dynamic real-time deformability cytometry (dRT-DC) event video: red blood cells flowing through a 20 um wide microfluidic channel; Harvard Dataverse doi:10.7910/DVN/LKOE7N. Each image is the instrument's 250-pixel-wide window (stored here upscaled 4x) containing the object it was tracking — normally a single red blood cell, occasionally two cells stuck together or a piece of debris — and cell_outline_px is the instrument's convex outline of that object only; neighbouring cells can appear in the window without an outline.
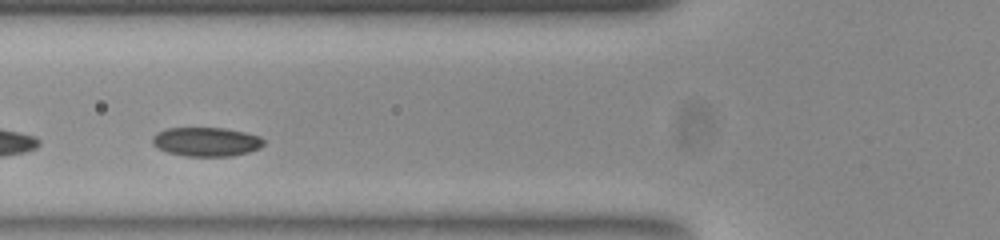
{"species": "common noctule bat (a hibernating species)", "species_latin": "Nyctalus noctula", "temperature_condition": "room temperature", "stored_images_in_passage": 29, "camera_frame_rate_fps": 3000, "um_per_image_px": 0.085, "animal": {"sex": "female", "body_mass_g": 23.0, "forearm_length_mm": 53.4}, "frame": {"image": 1, "passage_image": 5, "time_ms": 1.333, "image_size_px": [1000, 240], "cell_outline_px": [[264, 144], [260, 148], [248, 152], [232, 156], [184, 156], [168, 152], [156, 148], [152, 144], [152, 136], [156, 132], [164, 128], [224, 128], [244, 132], [260, 136], [264, 140]], "centroid_in_image_um": [17.5, 12.05], "position_along_channel_um": 108.3, "area_um2": 19.02}}
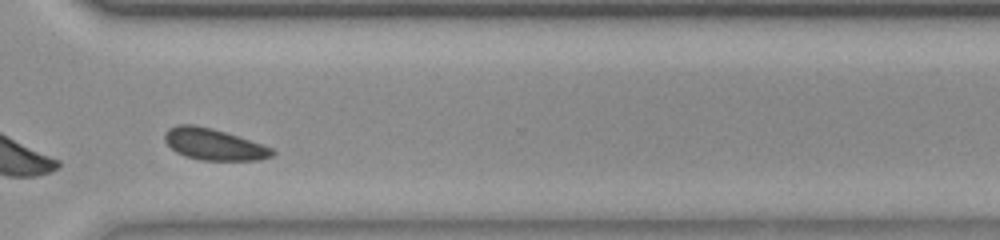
{"frame": {"image": 2, "passage_image": 25, "time_ms": 8.0, "image_size_px": [1000, 240], "cell_outline_px": [[276, 152], [272, 156], [260, 160], [200, 160], [184, 156], [176, 152], [164, 140], [164, 132], [168, 128], [176, 124], [192, 124], [212, 128], [272, 148]], "centroid_in_image_um": [18.12, 12.27], "position_along_channel_um": 352.5, "area_um2": 19.59}, "authors_computed_cell_mechanics": {"area_um2": 19.3052, "velocity_mm_per_s": 3.6635, "shape_relaxation_time_tau1_ms": 11.0109, "shape_relaxation_time_tau2_ms": null, "deformation_change_tau1": 0.1351, "deformation_change_tau2": null}}